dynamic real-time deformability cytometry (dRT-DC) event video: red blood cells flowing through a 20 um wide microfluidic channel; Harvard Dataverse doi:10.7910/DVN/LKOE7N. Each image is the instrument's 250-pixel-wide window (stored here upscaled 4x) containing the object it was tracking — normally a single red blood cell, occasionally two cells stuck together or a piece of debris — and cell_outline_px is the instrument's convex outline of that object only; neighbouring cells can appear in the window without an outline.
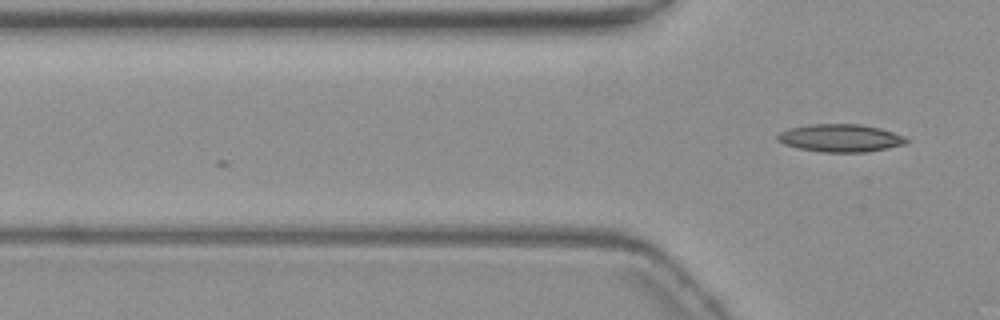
{"species": "common noctule bat (a hibernating species)", "species_latin": "Nyctalus noctula", "temperature_condition": "warm", "stored_images_in_passage": 2, "camera_frame_rate_fps": 3000, "um_per_image_px": 0.085, "animal": {"sex": "female", "body_mass_g": 19.3, "forearm_length_mm": 54.1}, "frame": {"image": 1, "passage_image": 2, "time_ms": 1.333, "image_size_px": [1000, 320], "cell_outline_px": [[908, 144], [888, 148], [864, 152], [820, 152], [800, 148], [784, 144], [776, 140], [776, 136], [780, 132], [788, 128], [808, 124], [860, 124], [880, 128], [904, 136], [908, 140]], "centroid_in_image_um": [71.42, 11.73], "position_along_channel_um": 54.4, "area_um2": 20.92}}